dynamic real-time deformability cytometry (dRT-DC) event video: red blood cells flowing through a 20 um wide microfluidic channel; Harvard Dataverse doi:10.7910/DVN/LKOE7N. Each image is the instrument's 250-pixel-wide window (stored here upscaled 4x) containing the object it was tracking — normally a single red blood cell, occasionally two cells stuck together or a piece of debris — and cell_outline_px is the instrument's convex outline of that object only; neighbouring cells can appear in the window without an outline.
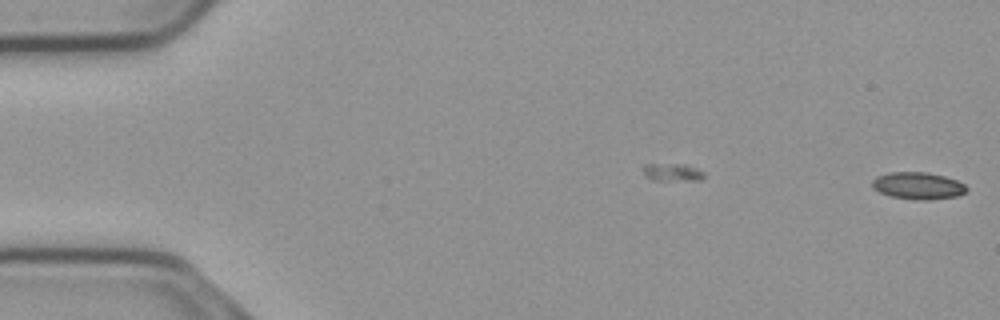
{"species": "common noctule bat (a hibernating species)", "species_latin": "Nyctalus noctula", "temperature_condition": "cold", "stored_images_in_passage": 7, "camera_frame_rate_fps": 3000, "um_per_image_px": 0.085, "animal": {"sex": "male", "body_mass_g": 23.1, "forearm_length_mm": 52.7}, "frame": {"image": 1, "passage_image": 7, "time_ms": 2.0, "image_size_px": [1000, 320], "cell_outline_px": [[968, 188], [964, 192], [956, 196], [928, 200], [916, 200], [892, 196], [880, 192], [872, 188], [872, 180], [876, 176], [888, 172], [928, 172], [944, 176], [956, 180], [964, 184]], "centroid_in_image_um": [78.0, 15.78], "position_along_channel_um": 7.0, "area_um2": 14.85}}